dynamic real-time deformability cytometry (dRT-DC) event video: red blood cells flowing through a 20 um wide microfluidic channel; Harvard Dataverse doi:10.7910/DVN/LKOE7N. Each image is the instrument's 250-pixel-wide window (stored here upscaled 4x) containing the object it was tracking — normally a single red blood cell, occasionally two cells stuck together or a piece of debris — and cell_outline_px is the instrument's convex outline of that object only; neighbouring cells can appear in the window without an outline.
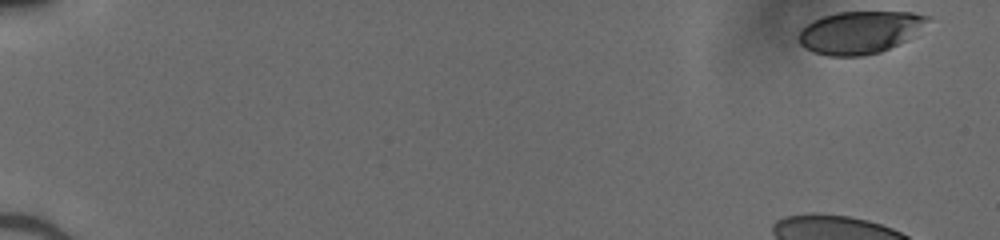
{"species": "human", "species_latin": "Homo sapiens", "temperature_condition": "cold", "stored_images_in_passage": 44, "camera_frame_rate_fps": 3000, "um_per_image_px": 0.085, "donor": {"sex": "male"}, "frame": {"image": 1, "passage_image": 1, "time_ms": 0.0, "image_size_px": [1000, 240], "cell_outline_px": [[928, 20], [908, 40], [900, 44], [880, 52], [864, 56], [828, 56], [812, 52], [804, 48], [800, 44], [800, 32], [812, 20], [836, 12], [912, 12], [928, 16]], "centroid_in_image_um": [73.07, 2.76], "position_along_channel_um": 11.9, "area_um2": 31.73}}